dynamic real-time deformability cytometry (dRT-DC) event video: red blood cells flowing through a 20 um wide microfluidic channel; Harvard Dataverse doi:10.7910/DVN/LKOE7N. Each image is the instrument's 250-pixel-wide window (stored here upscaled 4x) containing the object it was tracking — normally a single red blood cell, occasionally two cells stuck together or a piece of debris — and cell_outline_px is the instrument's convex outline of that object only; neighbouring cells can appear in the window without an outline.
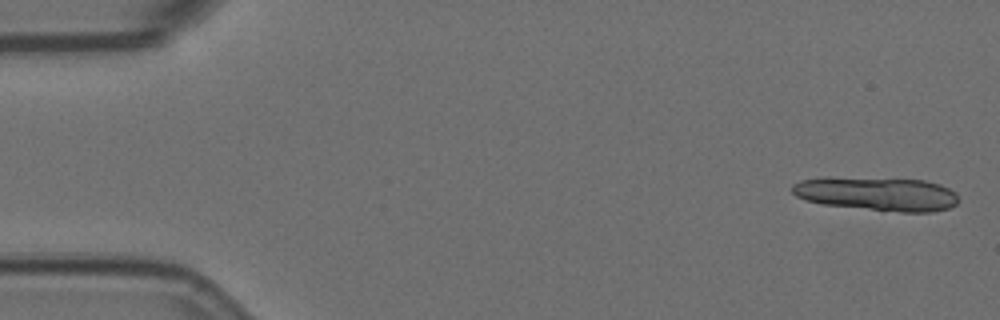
{"species": "Egyptian fruit bat (a non-hibernating species)", "species_latin": "Rousettus aegyptiacus", "temperature_condition": "room temperature", "stored_images_in_passage": 9, "segment_of_instrument_passage": [1, 2], "camera_frame_rate_fps": 3000, "um_per_image_px": 0.085, "animal": {"sex": "female"}, "frame": {"image": 1, "passage_image": 1, "time_ms": 0.0, "image_size_px": [1000, 320], "cell_outline_px": [[960, 200], [956, 204], [948, 208], [932, 212], [900, 212], [824, 204], [804, 200], [796, 196], [792, 192], [792, 184], [800, 180], [924, 180], [940, 184], [956, 192]], "centroid_in_image_um": [74.67, 16.53], "position_along_channel_um": 10.3, "area_um2": 31.27}}